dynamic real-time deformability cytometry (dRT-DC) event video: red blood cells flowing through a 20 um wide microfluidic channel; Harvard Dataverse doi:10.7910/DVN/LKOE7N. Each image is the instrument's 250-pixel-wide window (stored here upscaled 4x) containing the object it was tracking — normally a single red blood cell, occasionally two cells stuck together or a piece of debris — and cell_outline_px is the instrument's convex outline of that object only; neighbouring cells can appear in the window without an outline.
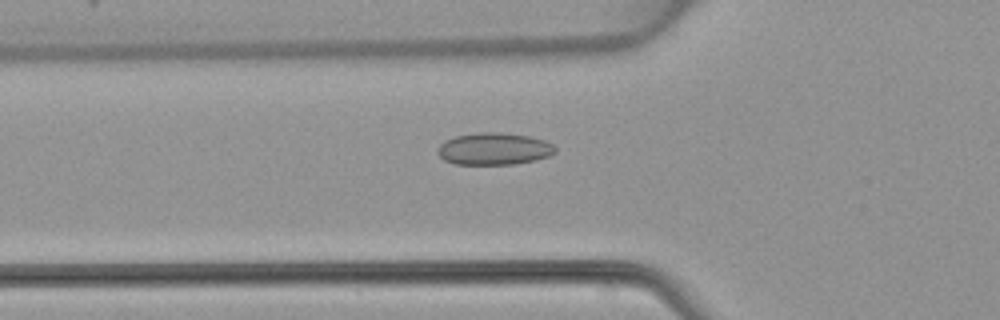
{"species": "common noctule bat (a hibernating species)", "species_latin": "Nyctalus noctula", "temperature_condition": "warm", "stored_images_in_passage": 48, "camera_frame_rate_fps": 3000, "um_per_image_px": 0.085, "animal": {"sex": "female", "body_mass_g": 22.7, "forearm_length_mm": 54.2}, "frame": {"image": 1, "passage_image": 17, "time_ms": 5.333, "image_size_px": [1000, 320], "cell_outline_px": [[556, 152], [548, 156], [536, 160], [512, 164], [456, 164], [444, 160], [436, 152], [440, 144], [444, 140], [456, 136], [480, 132], [500, 132], [528, 136], [544, 140], [552, 144], [556, 148]], "centroid_in_image_um": [41.98, 12.65], "position_along_channel_um": 83.8, "area_um2": 21.96}}
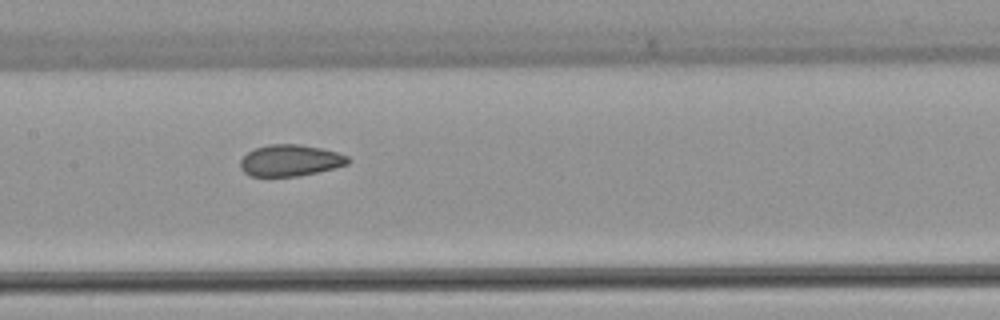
{"frame": {"image": 2, "passage_image": 24, "time_ms": 7.667, "image_size_px": [1000, 320], "cell_outline_px": [[348, 164], [300, 176], [248, 176], [240, 168], [240, 160], [248, 152], [256, 148], [268, 144], [300, 144], [320, 148], [336, 152], [348, 156]], "centroid_in_image_um": [24.63, 13.64], "position_along_channel_um": 182.8, "area_um2": 19.59}}
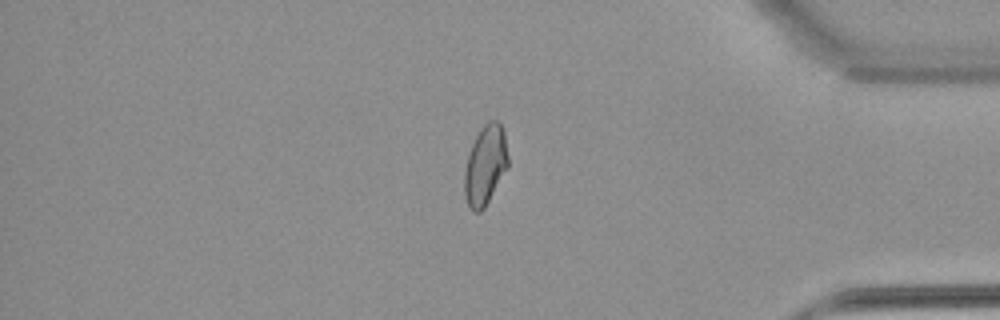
{"frame": {"image": 3, "passage_image": 41, "time_ms": 13.333, "image_size_px": [1000, 320], "cell_outline_px": [[508, 168], [484, 208], [480, 212], [472, 212], [468, 204], [464, 192], [464, 172], [468, 156], [472, 144], [480, 128], [488, 120], [496, 120], [500, 124], [504, 132], [508, 156]], "centroid_in_image_um": [41.25, 14.04], "position_along_channel_um": 393.9, "area_um2": 20.23}}